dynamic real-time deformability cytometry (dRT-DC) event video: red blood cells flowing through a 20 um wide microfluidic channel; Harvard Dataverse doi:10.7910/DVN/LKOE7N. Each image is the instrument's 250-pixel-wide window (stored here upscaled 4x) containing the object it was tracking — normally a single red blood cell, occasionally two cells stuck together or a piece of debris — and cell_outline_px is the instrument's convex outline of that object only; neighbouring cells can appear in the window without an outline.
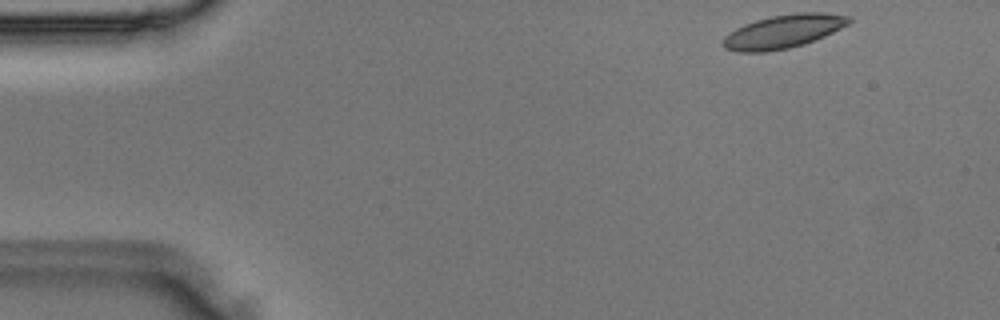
{"species": "Egyptian fruit bat (a non-hibernating species)", "species_latin": "Rousettus aegyptiacus", "temperature_condition": "room temperature", "stored_images_in_passage": 45, "camera_frame_rate_fps": 3000, "um_per_image_px": 0.085, "animal": {"sex": "male"}, "frame": {"image": 1, "passage_image": 1, "time_ms": 0.0, "image_size_px": [1000, 320], "cell_outline_px": [[852, 20], [848, 24], [824, 36], [804, 44], [788, 48], [764, 52], [740, 52], [724, 48], [720, 44], [720, 40], [728, 32], [744, 24], [756, 20], [772, 16], [796, 12], [820, 12], [852, 16]], "centroid_in_image_um": [66.54, 2.67], "position_along_channel_um": 18.5, "area_um2": 24.68}}
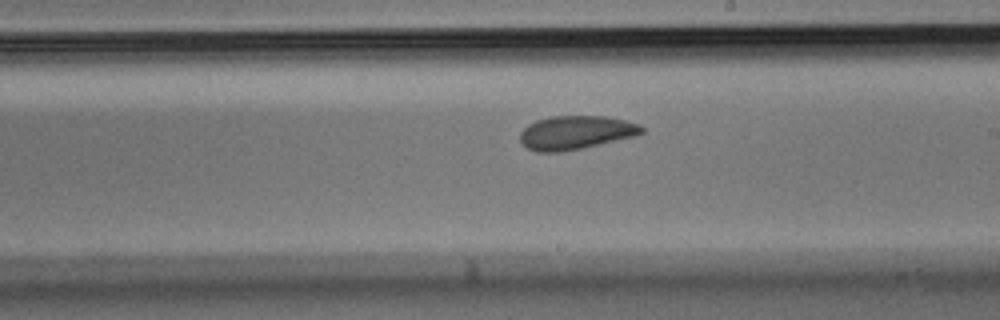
{"frame": {"image": 2, "passage_image": 24, "time_ms": 7.667, "image_size_px": [1000, 320], "cell_outline_px": [[644, 132], [636, 136], [600, 144], [560, 152], [536, 152], [520, 144], [520, 132], [528, 124], [536, 120], [552, 116], [604, 116], [624, 120], [640, 124], [644, 128]], "centroid_in_image_um": [48.92, 11.27], "position_along_channel_um": 240.1, "area_um2": 23.93}}
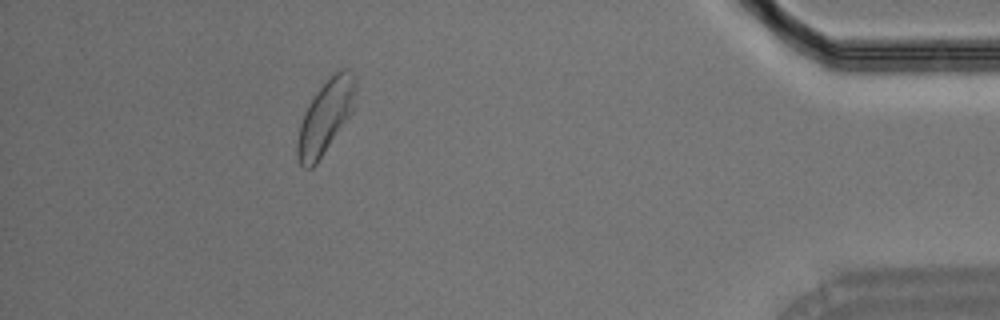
{"frame": {"image": 3, "passage_image": 40, "time_ms": 13.0, "image_size_px": [1000, 320], "cell_outline_px": [[356, 88], [352, 108], [348, 116], [316, 164], [312, 168], [304, 168], [300, 164], [296, 156], [296, 140], [300, 124], [304, 112], [316, 92], [328, 76], [340, 68], [348, 68], [356, 76]], "centroid_in_image_um": [27.64, 9.88], "position_along_channel_um": 407.6, "area_um2": 24.68}}